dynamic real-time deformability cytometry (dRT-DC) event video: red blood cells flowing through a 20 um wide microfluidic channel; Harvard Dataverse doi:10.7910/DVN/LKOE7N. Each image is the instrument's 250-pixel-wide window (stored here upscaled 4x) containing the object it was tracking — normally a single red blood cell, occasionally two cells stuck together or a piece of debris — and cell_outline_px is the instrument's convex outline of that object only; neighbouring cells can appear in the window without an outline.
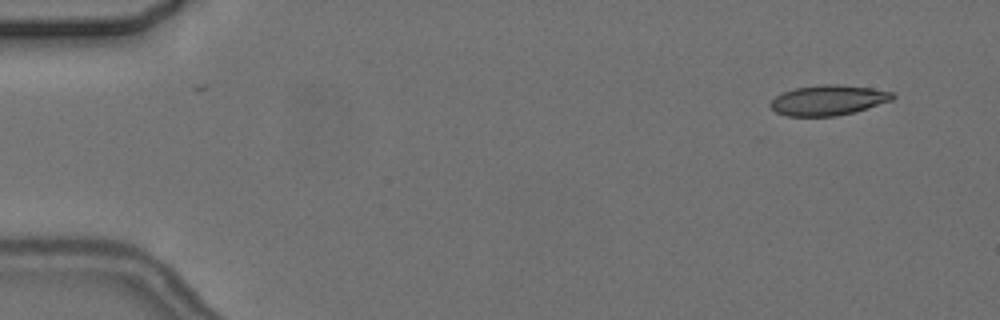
{"species": "common noctule bat (a hibernating species)", "species_latin": "Nyctalus noctula", "temperature_condition": "cold", "stored_images_in_passage": 2, "camera_frame_rate_fps": 3000, "um_per_image_px": 0.085, "animal": {"sex": "female", "body_mass_g": 24.6, "forearm_length_mm": 56.2}, "frame": {"image": 1, "passage_image": 2, "time_ms": 1.333, "image_size_px": [1000, 320], "cell_outline_px": [[896, 96], [892, 100], [852, 112], [836, 116], [788, 116], [776, 112], [768, 104], [776, 96], [784, 92], [796, 88], [820, 84], [840, 84], [872, 88], [892, 92]], "centroid_in_image_um": [70.39, 8.51], "position_along_channel_um": 14.6, "area_um2": 21.33}}